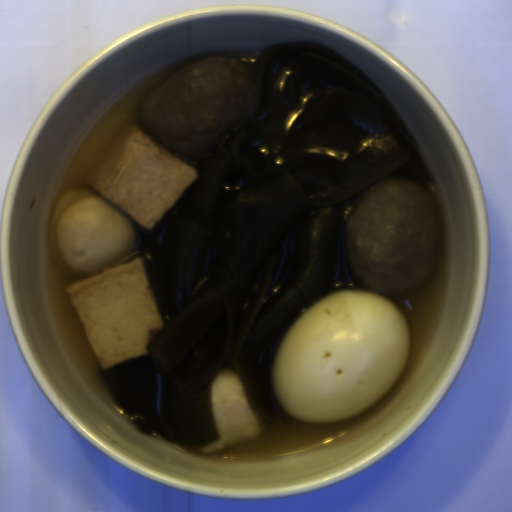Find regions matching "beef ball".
Listing matches in <instances>:
<instances>
[{"label": "beef ball", "instance_id": "obj_1", "mask_svg": "<svg viewBox=\"0 0 512 512\" xmlns=\"http://www.w3.org/2000/svg\"><path fill=\"white\" fill-rule=\"evenodd\" d=\"M342 250L347 269L367 292L415 290L441 258L437 199L409 176L378 181L352 205Z\"/></svg>", "mask_w": 512, "mask_h": 512}, {"label": "beef ball", "instance_id": "obj_2", "mask_svg": "<svg viewBox=\"0 0 512 512\" xmlns=\"http://www.w3.org/2000/svg\"><path fill=\"white\" fill-rule=\"evenodd\" d=\"M262 96L243 61L205 56L150 92L139 117L143 131L170 156L198 162L257 111Z\"/></svg>", "mask_w": 512, "mask_h": 512}]
</instances>
